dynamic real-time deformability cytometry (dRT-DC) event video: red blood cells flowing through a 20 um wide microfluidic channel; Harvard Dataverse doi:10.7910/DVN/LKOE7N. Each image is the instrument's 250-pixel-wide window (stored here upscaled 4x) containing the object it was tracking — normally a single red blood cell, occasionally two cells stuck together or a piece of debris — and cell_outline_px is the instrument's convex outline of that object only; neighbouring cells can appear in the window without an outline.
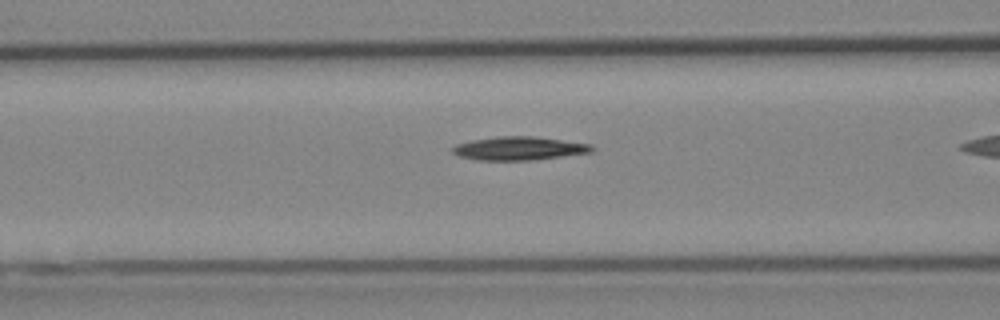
{"species": "Egyptian fruit bat (a non-hibernating species)", "species_latin": "Rousettus aegyptiacus", "temperature_condition": "cold", "stored_images_in_passage": 38, "camera_frame_rate_fps": 3000, "um_per_image_px": 0.085, "animal": {"sex": "female"}, "frame": {"image": 1, "passage_image": 18, "time_ms": 5.667, "image_size_px": [1000, 320], "cell_outline_px": [[596, 148], [592, 152], [528, 160], [480, 160], [460, 156], [452, 152], [452, 148], [456, 144], [472, 140], [496, 136], [532, 136], [592, 144]], "centroid_in_image_um": [44.12, 12.6], "position_along_channel_um": 122.5, "area_um2": 18.84}}
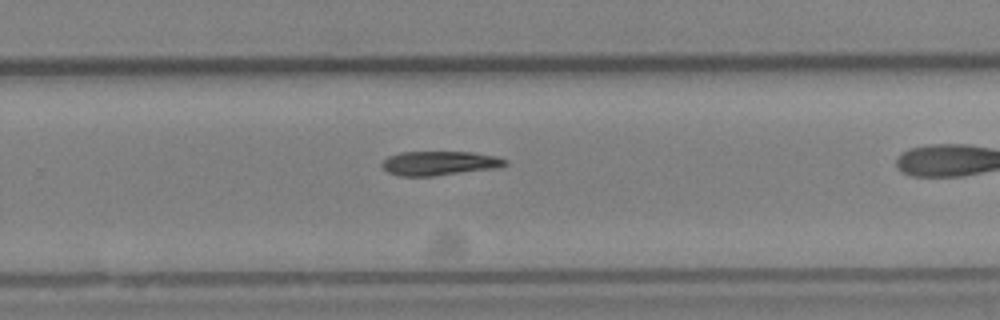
{"frame": {"image": 2, "passage_image": 31, "time_ms": 10.0, "image_size_px": [1000, 320], "cell_outline_px": [[508, 164], [500, 168], [432, 176], [400, 176], [388, 172], [380, 164], [388, 156], [400, 152], [472, 152], [496, 156], [508, 160]], "centroid_in_image_um": [37.39, 13.87], "position_along_channel_um": 292.4, "area_um2": 17.51}}
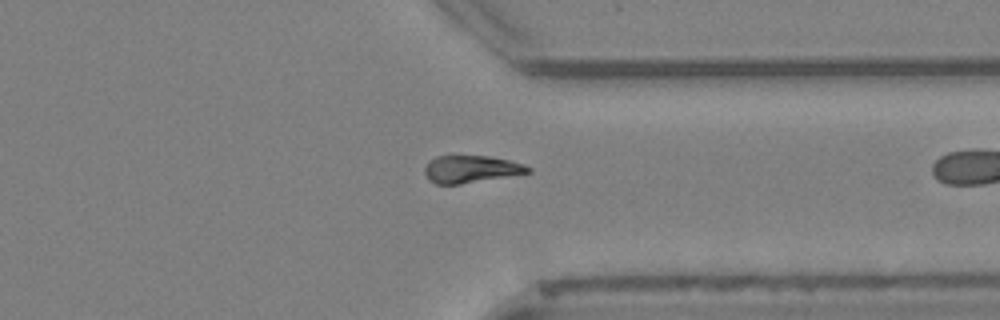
{"frame": {"image": 3, "passage_image": 37, "time_ms": 12.0, "image_size_px": [1000, 320], "cell_outline_px": [[532, 172], [460, 184], [436, 184], [428, 180], [424, 172], [424, 168], [428, 160], [436, 156], [448, 152], [488, 156], [508, 160], [524, 164], [532, 168]], "centroid_in_image_um": [39.95, 14.32], "position_along_channel_um": 371.4, "area_um2": 17.22}}